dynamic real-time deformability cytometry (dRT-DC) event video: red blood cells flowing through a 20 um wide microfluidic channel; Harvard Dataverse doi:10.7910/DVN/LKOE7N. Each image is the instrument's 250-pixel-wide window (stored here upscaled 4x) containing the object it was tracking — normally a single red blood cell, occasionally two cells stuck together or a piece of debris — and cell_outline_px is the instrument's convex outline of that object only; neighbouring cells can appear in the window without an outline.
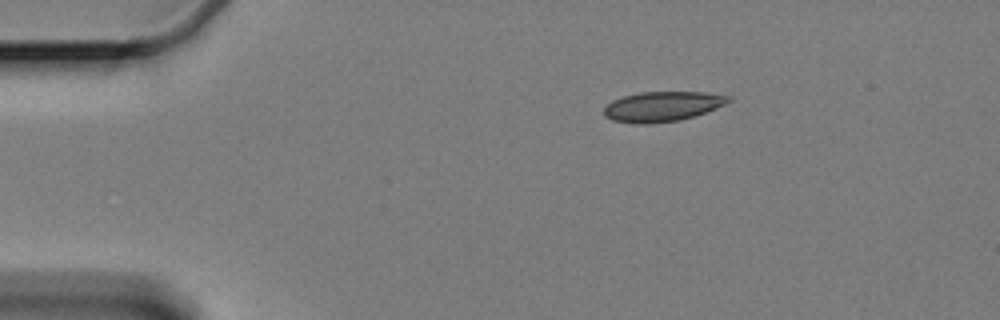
{"species": "Egyptian fruit bat (a non-hibernating species)", "species_latin": "Rousettus aegyptiacus", "temperature_condition": "cold", "stored_images_in_passage": 49, "camera_frame_rate_fps": 3000, "um_per_image_px": 0.085, "animal": {"sex": "female"}, "frame": {"image": 1, "passage_image": 1, "time_ms": 0.0, "image_size_px": [1000, 320], "cell_outline_px": [[732, 100], [716, 108], [692, 116], [676, 120], [644, 124], [612, 120], [604, 116], [604, 108], [612, 100], [624, 96], [640, 92], [704, 92], [732, 96]], "centroid_in_image_um": [56.3, 9.03], "position_along_channel_um": 28.7, "area_um2": 21.39}}
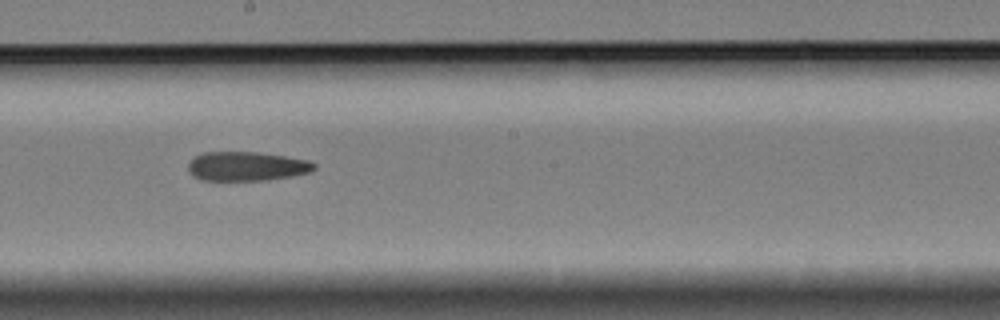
{"frame": {"image": 2, "passage_image": 28, "time_ms": 9.0, "image_size_px": [1000, 320], "cell_outline_px": [[316, 168], [308, 172], [288, 176], [264, 180], [200, 180], [192, 176], [188, 168], [188, 164], [196, 156], [204, 152], [256, 152], [284, 156], [308, 160], [316, 164]], "centroid_in_image_um": [20.93, 14.13], "position_along_channel_um": 227.3, "area_um2": 21.15}}
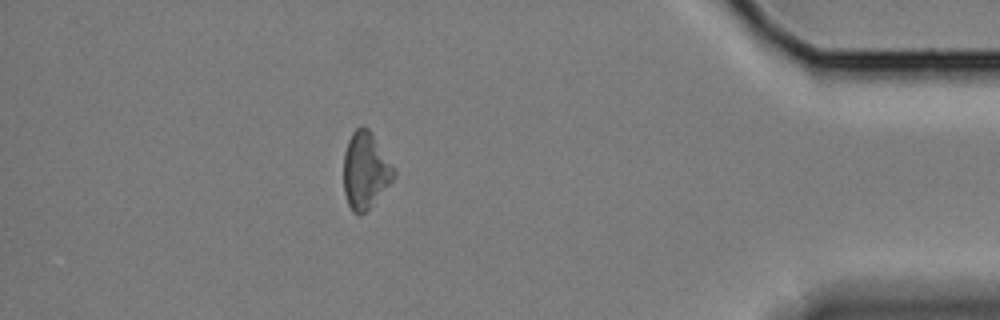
{"frame": {"image": 3, "passage_image": 48, "time_ms": 15.667, "image_size_px": [1000, 320], "cell_outline_px": [[396, 176], [368, 208], [364, 212], [352, 212], [348, 204], [344, 192], [344, 152], [348, 140], [352, 132], [356, 128], [368, 128], [372, 132], [396, 168]], "centroid_in_image_um": [31.07, 14.44], "position_along_channel_um": 404.1, "area_um2": 22.25}}